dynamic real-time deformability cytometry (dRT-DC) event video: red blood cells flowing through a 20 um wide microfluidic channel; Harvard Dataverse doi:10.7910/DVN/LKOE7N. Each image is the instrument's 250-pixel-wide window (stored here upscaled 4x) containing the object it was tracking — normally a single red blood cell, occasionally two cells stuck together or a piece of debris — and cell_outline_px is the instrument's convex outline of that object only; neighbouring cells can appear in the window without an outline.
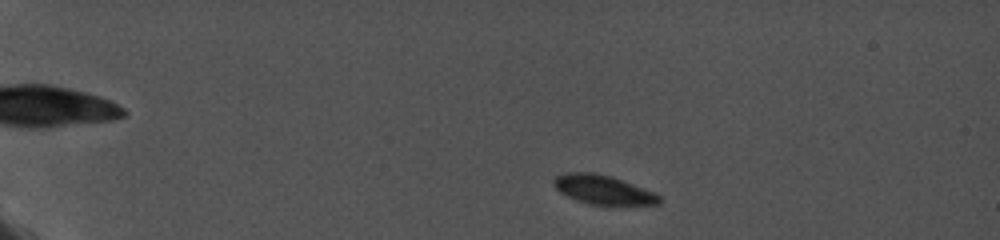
{"species": "common noctule bat (a hibernating species)", "species_latin": "Nyctalus noctula", "temperature_condition": "cold", "stored_images_in_passage": 55, "camera_frame_rate_fps": 5000, "um_per_image_px": 0.085, "animal": {"sex": "female", "body_mass_g": 19.0, "forearm_length_mm": 56.7}, "frame": {"image": 1, "passage_image": 6, "time_ms": 1.4, "image_size_px": [1000, 240], "cell_outline_px": [[660, 204], [588, 204], [576, 200], [560, 192], [552, 184], [552, 180], [556, 176], [564, 172], [592, 172], [612, 176], [656, 192], [660, 196]], "centroid_in_image_um": [51.24, 16.1], "position_along_channel_um": 33.8, "area_um2": 17.92}}
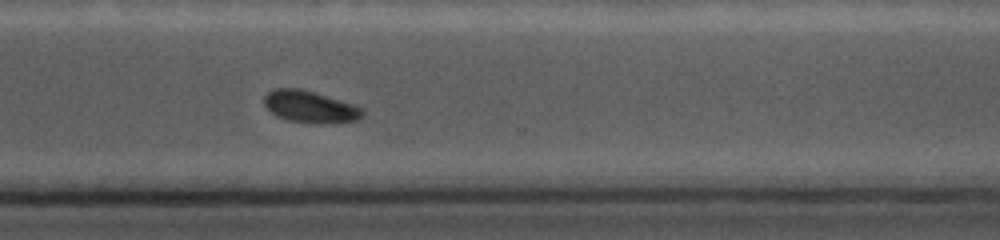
{"frame": {"image": 2, "passage_image": 45, "time_ms": 12.6, "image_size_px": [1000, 240], "cell_outline_px": [[364, 116], [360, 120], [288, 120], [276, 116], [264, 104], [264, 96], [268, 92], [276, 88], [300, 88], [356, 104], [364, 108]], "centroid_in_image_um": [26.36, 9.0], "position_along_channel_um": 344.2, "area_um2": 17.46}}
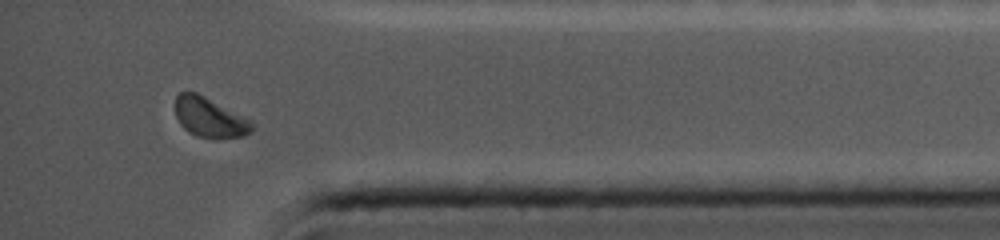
{"frame": {"image": 3, "passage_image": 52, "time_ms": 14.6, "image_size_px": [1000, 240], "cell_outline_px": [[252, 132], [244, 136], [196, 136], [188, 132], [180, 124], [176, 116], [176, 96], [180, 92], [196, 92], [252, 120]], "centroid_in_image_um": [17.81, 9.95], "position_along_channel_um": 417.4, "area_um2": 17.28}, "authors_computed_cell_mechanics": {"area_um2": 18.785, "velocity_mm_per_s": 3.7098, "shape_relaxation_time_tau1_ms": 1.0486, "shape_relaxation_time_tau2_ms": null, "deformation_change_tau1": 0.0402, "deformation_change_tau2": null}}